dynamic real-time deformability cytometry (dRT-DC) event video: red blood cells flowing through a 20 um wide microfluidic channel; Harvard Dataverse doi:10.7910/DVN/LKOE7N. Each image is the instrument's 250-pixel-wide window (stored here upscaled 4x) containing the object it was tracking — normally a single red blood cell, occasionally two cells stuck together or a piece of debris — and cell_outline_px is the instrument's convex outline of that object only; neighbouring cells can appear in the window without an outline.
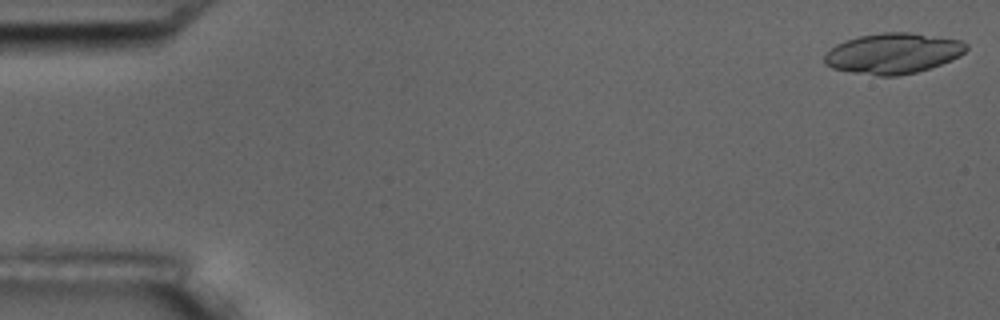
{"species": "common noctule bat (a hibernating species)", "species_latin": "Nyctalus noctula", "temperature_condition": "room temperature", "stored_images_in_passage": 6, "camera_frame_rate_fps": 3000, "um_per_image_px": 0.085, "animal": {"sex": "male", "body_mass_g": 17.5, "forearm_length_mm": 52.3}, "frame": {"image": 1, "passage_image": 1, "time_ms": 0.0, "image_size_px": [1000, 320], "cell_outline_px": [[968, 48], [960, 56], [952, 60], [916, 72], [896, 76], [880, 76], [852, 72], [832, 68], [824, 64], [824, 56], [836, 44], [860, 36], [884, 32], [908, 32], [940, 36], [960, 40], [968, 44]], "centroid_in_image_um": [75.94, 4.53], "position_along_channel_um": 9.1, "area_um2": 33.41}}